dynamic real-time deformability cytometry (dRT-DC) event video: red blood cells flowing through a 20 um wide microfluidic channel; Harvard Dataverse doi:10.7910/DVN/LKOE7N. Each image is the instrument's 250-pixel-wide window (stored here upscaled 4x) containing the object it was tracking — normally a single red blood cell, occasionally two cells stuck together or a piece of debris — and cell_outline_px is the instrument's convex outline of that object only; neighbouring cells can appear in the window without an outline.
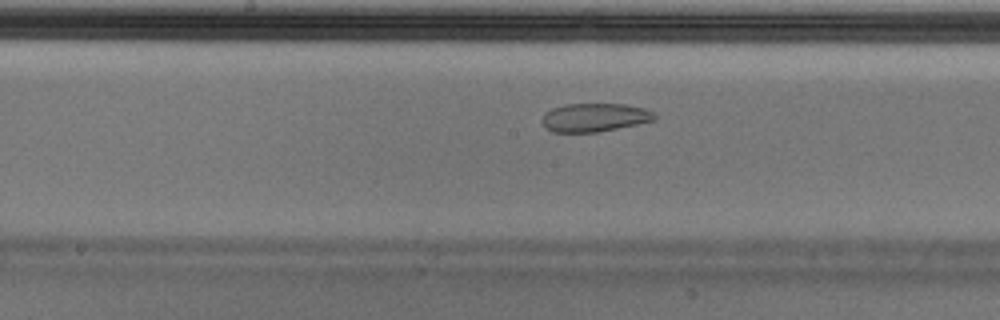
{"species": "Egyptian fruit bat (a non-hibernating species)", "species_latin": "Rousettus aegyptiacus", "temperature_condition": "cold", "stored_images_in_passage": 49, "camera_frame_rate_fps": 3000, "um_per_image_px": 0.085, "animal": {"sex": "male"}, "frame": {"image": 1, "passage_image": 22, "time_ms": 7.0, "image_size_px": [1000, 320], "cell_outline_px": [[656, 120], [600, 132], [552, 132], [544, 128], [540, 120], [544, 112], [552, 108], [564, 104], [624, 104], [644, 108], [652, 112], [656, 116]], "centroid_in_image_um": [50.48, 9.99], "position_along_channel_um": 197.7, "area_um2": 18.9}}
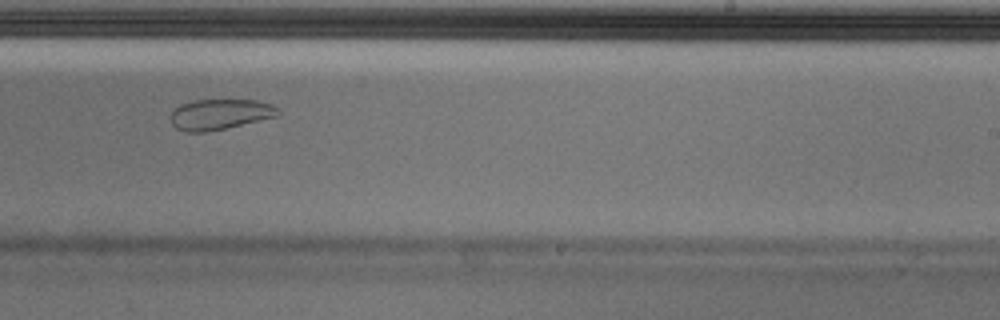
{"frame": {"image": 2, "passage_image": 28, "time_ms": 9.0, "image_size_px": [1000, 320], "cell_outline_px": [[280, 116], [208, 132], [188, 132], [176, 128], [172, 124], [168, 116], [180, 104], [192, 100], [256, 100], [272, 104], [280, 112]], "centroid_in_image_um": [18.68, 9.72], "position_along_channel_um": 270.3, "area_um2": 19.31}, "authors_computed_cell_mechanics": {"area_um2": 22.9466, "velocity_mm_per_s": 3.6434, "shape_relaxation_time_tau1_ms": null, "shape_relaxation_time_tau2_ms": 1.8309, "deformation_change_tau1": null, "deformation_change_tau2": 0.0625}}